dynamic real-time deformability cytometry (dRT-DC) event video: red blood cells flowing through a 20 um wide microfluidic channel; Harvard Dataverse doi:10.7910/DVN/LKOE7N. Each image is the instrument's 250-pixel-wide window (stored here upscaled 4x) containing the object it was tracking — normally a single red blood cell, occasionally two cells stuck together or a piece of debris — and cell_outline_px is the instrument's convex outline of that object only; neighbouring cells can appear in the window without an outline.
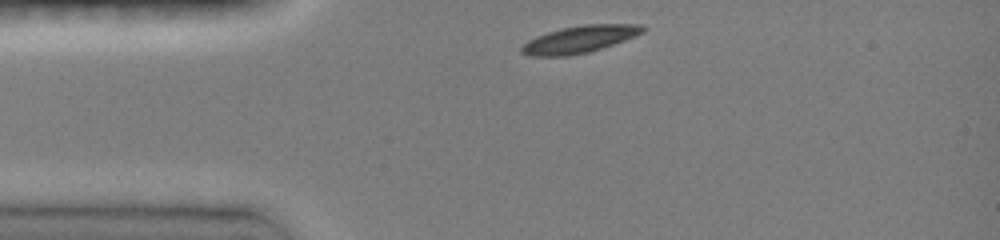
{"species": "common noctule bat (a hibernating species)", "species_latin": "Nyctalus noctula", "temperature_condition": "room temperature", "stored_images_in_passage": 33, "camera_frame_rate_fps": 3000, "um_per_image_px": 0.085, "animal": {"sex": "female", "body_mass_g": 19.0, "forearm_length_mm": 51.5}, "frame": {"image": 1, "passage_image": 1, "time_ms": 0.0, "image_size_px": [1000, 240], "cell_outline_px": [[648, 28], [644, 32], [624, 40], [588, 52], [568, 56], [532, 56], [520, 52], [520, 48], [528, 40], [536, 36], [560, 28], [584, 24], [644, 24]], "centroid_in_image_um": [49.28, 3.33], "position_along_channel_um": 35.7, "area_um2": 19.13}}
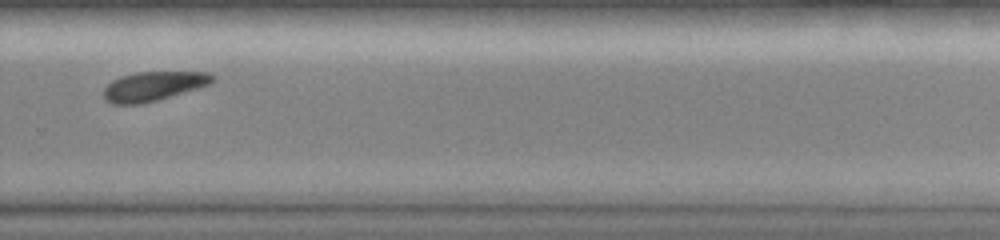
{"frame": {"image": 2, "passage_image": 24, "time_ms": 7.667, "image_size_px": [1000, 240], "cell_outline_px": [[216, 76], [208, 84], [196, 88], [156, 100], [140, 104], [112, 104], [104, 100], [104, 88], [112, 80], [120, 76], [136, 72], [204, 72]], "centroid_in_image_um": [12.96, 7.32], "position_along_channel_um": 316.8, "area_um2": 18.26}}
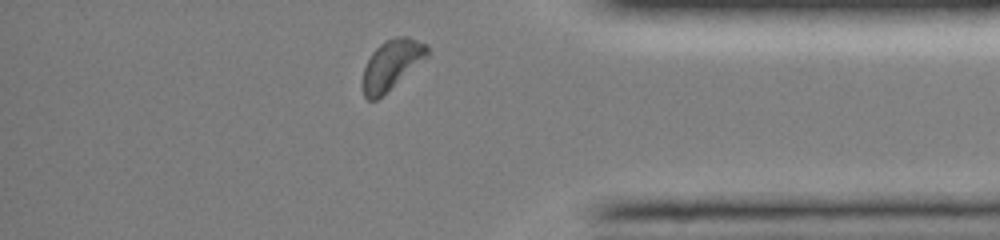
{"frame": {"image": 3, "passage_image": 31, "time_ms": 10.0, "image_size_px": [1000, 240], "cell_outline_px": [[428, 56], [376, 100], [368, 100], [364, 96], [360, 84], [364, 68], [372, 52], [384, 40], [396, 36], [408, 36], [428, 44]], "centroid_in_image_um": [33.25, 5.48], "position_along_channel_um": 402.0, "area_um2": 18.67}, "authors_computed_cell_mechanics": {"area_um2": 19.2474, "velocity_mm_per_s": 4.0045, "shape_relaxation_time_tau1_ms": 3.6378, "shape_relaxation_time_tau2_ms": null, "deformation_change_tau1": 0.1298, "deformation_change_tau2": null}}